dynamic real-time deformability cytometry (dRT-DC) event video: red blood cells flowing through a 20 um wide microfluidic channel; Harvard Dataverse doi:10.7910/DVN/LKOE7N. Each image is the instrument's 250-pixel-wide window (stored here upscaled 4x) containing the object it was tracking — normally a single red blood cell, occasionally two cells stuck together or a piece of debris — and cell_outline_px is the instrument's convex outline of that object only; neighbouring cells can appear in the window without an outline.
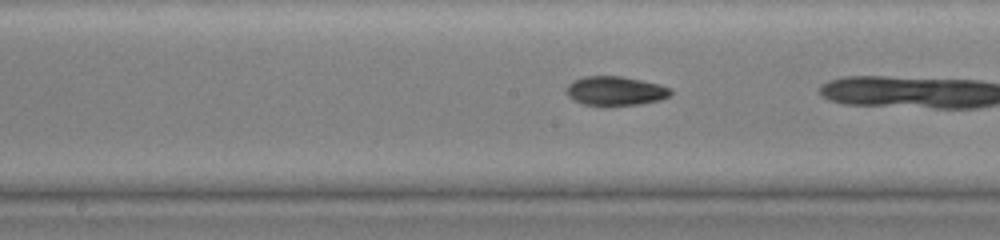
{"species": "common noctule bat (a hibernating species)", "species_latin": "Nyctalus noctula", "temperature_condition": "warm", "stored_images_in_passage": 10, "camera_frame_rate_fps": 3000, "um_per_image_px": 0.085, "animal": {"sex": "female", "body_mass_g": 19.0, "forearm_length_mm": 51.5}, "frame": {"image": 1, "passage_image": 9, "time_ms": 2.667, "image_size_px": [1000, 240], "cell_outline_px": [[672, 92], [668, 96], [660, 100], [640, 104], [604, 108], [584, 104], [572, 100], [564, 92], [564, 88], [572, 80], [584, 76], [620, 76], [660, 84], [672, 88]], "centroid_in_image_um": [52.24, 7.76], "position_along_channel_um": 196.0, "area_um2": 18.44}}